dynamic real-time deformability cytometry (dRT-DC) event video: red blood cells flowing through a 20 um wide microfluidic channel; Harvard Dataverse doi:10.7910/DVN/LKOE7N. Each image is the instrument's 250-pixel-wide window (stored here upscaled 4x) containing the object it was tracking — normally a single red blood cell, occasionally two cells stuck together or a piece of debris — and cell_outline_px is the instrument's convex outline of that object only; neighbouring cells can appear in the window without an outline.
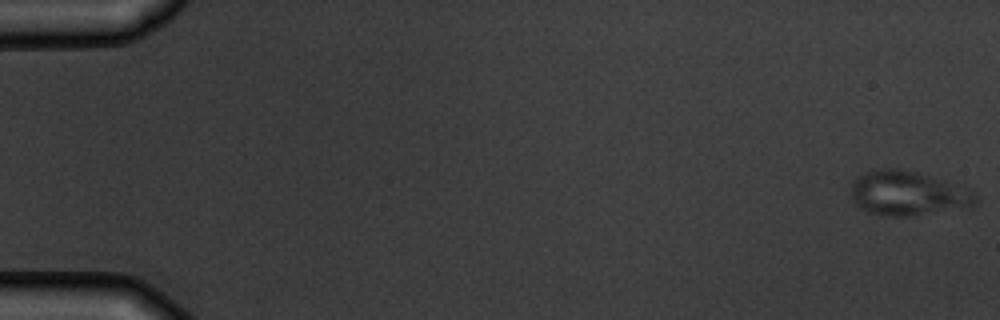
{"species": "common noctule bat (a hibernating species)", "species_latin": "Nyctalus noctula", "temperature_condition": "warm", "stored_images_in_passage": 6, "camera_frame_rate_fps": 3000, "um_per_image_px": 0.085, "animal": {"sex": "male", "body_mass_g": 19.5, "forearm_length_mm": 54.6}, "frame": {"image": 1, "passage_image": 1, "time_ms": 0.0, "image_size_px": [1000, 320], "cell_outline_px": [[976, 204], [972, 208], [912, 216], [888, 216], [868, 212], [856, 204], [848, 196], [848, 184], [856, 176], [880, 168], [900, 168], [964, 184], [972, 188], [976, 192]], "centroid_in_image_um": [77.21, 16.43], "position_along_channel_um": 7.8, "area_um2": 33.7}}